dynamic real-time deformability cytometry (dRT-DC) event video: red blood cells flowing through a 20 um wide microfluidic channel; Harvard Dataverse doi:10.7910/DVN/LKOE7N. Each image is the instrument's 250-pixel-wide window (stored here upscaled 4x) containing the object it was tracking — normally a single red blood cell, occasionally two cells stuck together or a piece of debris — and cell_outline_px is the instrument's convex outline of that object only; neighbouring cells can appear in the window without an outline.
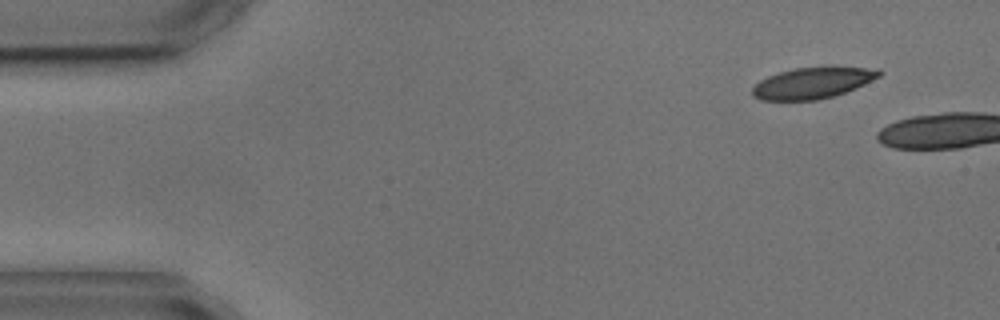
{"species": "common noctule bat (a hibernating species)", "species_latin": "Nyctalus noctula", "temperature_condition": "cold", "stored_images_in_passage": 2, "camera_frame_rate_fps": 3000, "um_per_image_px": 0.085, "animal": {"sex": "male", "body_mass_g": 17.9, "forearm_length_mm": 54.2}, "frame": {"image": 1, "passage_image": 1, "time_ms": 0.0, "image_size_px": [1000, 320], "cell_outline_px": [[884, 72], [880, 76], [856, 88], [832, 96], [816, 100], [760, 100], [752, 96], [752, 88], [760, 80], [768, 76], [780, 72], [796, 68], [880, 68]], "centroid_in_image_um": [69.06, 7.07], "position_along_channel_um": 15.9, "area_um2": 22.6}}